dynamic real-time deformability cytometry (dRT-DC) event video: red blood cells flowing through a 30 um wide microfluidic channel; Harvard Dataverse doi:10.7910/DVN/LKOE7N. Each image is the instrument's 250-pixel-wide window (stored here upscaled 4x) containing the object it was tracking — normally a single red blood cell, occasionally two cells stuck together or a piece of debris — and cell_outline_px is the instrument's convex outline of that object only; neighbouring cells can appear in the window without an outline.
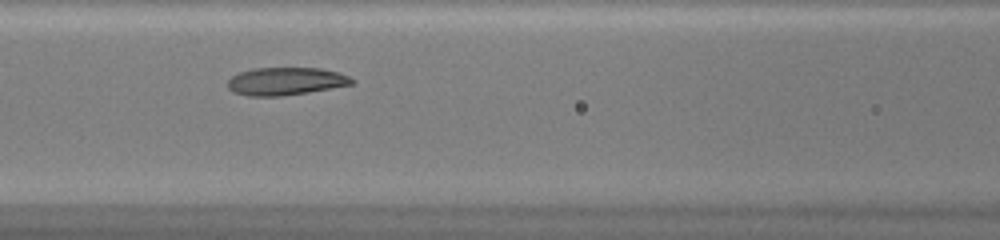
{"species": "common noctule bat (a hibernating species)", "species_latin": "Nyctalus noctula", "temperature_condition": "warm", "stored_images_in_passage": 34, "camera_frame_rate_fps": 3000, "um_per_image_px": 0.085, "animal": {"sex": "female", "body_mass_g": 20.0, "forearm_length_mm": 54.0}, "frame": {"image": 1, "passage_image": 11, "time_ms": 3.333, "image_size_px": [1000, 240], "cell_outline_px": [[356, 80], [352, 84], [308, 92], [280, 96], [248, 96], [232, 92], [228, 88], [228, 80], [232, 76], [240, 72], [252, 68], [320, 68], [336, 72], [348, 76]], "centroid_in_image_um": [24.25, 6.91], "position_along_channel_um": 142.4, "area_um2": 20.0}}
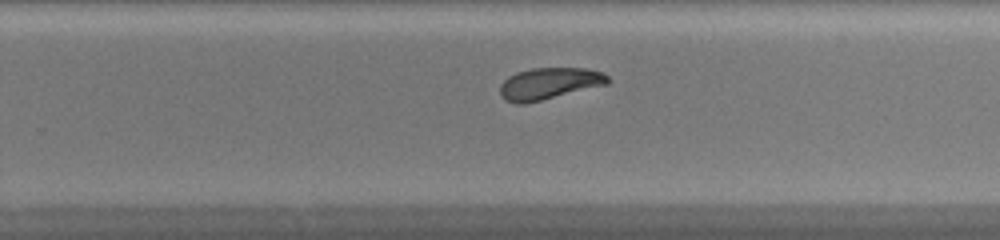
{"frame": {"image": 2, "passage_image": 21, "time_ms": 6.667, "image_size_px": [1000, 240], "cell_outline_px": [[608, 84], [524, 104], [516, 104], [504, 100], [500, 96], [500, 84], [508, 76], [516, 72], [532, 68], [588, 68], [604, 72], [608, 76]], "centroid_in_image_um": [46.65, 7.09], "position_along_channel_um": 283.1, "area_um2": 20.0}}
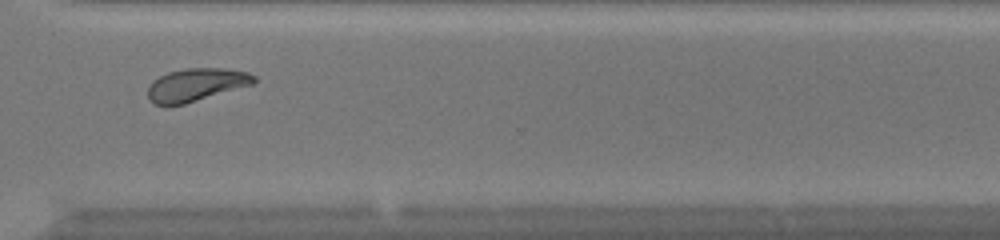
{"frame": {"image": 3, "passage_image": 26, "time_ms": 8.333, "image_size_px": [1000, 240], "cell_outline_px": [[256, 80], [252, 84], [184, 104], [168, 108], [156, 104], [148, 96], [148, 88], [160, 76], [168, 72], [184, 68], [224, 68], [248, 72], [256, 76]], "centroid_in_image_um": [16.67, 7.21], "position_along_channel_um": 353.9, "area_um2": 20.23}, "authors_computed_cell_mechanics": {"area_um2": 20.4323, "velocity_mm_per_s": 4.2336, "shape_relaxation_time_tau1_ms": 9.797, "shape_relaxation_time_tau2_ms": 1.0531, "deformation_change_tau1": 0.2349, "deformation_change_tau2": 0.0565}}